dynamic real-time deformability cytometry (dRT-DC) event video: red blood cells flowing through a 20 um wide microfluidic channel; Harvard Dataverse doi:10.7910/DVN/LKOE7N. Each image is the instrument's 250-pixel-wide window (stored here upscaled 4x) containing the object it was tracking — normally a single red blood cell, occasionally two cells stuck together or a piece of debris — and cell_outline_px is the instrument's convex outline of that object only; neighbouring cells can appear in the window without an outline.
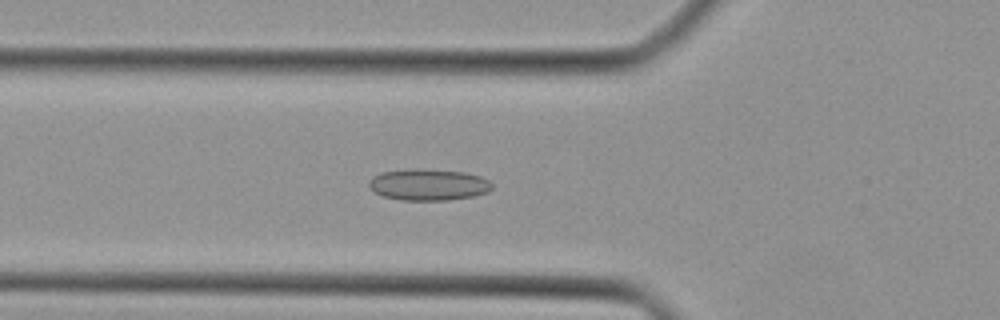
{"species": "Egyptian fruit bat (a non-hibernating species)", "species_latin": "Rousettus aegyptiacus", "temperature_condition": "cold", "stored_images_in_passage": 21, "camera_frame_rate_fps": 3000, "um_per_image_px": 0.085, "animal": {"sex": "female"}, "frame": {"image": 1, "passage_image": 2, "time_ms": 0.333, "image_size_px": [1000, 320], "cell_outline_px": [[492, 188], [488, 192], [472, 196], [448, 200], [400, 200], [384, 196], [376, 192], [368, 184], [380, 172], [416, 168], [464, 172], [480, 176], [488, 180], [492, 184]], "centroid_in_image_um": [36.45, 15.69], "position_along_channel_um": 89.3, "area_um2": 22.31}}
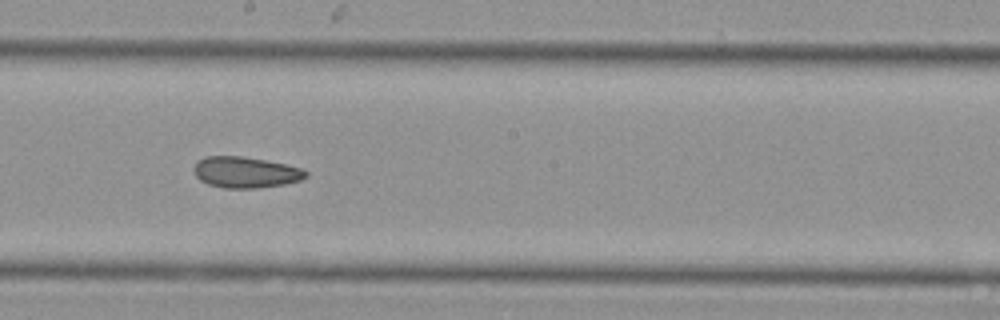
{"frame": {"image": 2, "passage_image": 11, "time_ms": 3.333, "image_size_px": [1000, 320], "cell_outline_px": [[308, 176], [300, 180], [284, 184], [256, 188], [224, 188], [208, 184], [200, 180], [196, 176], [192, 168], [200, 160], [208, 156], [240, 156], [264, 160], [284, 164], [300, 168], [308, 172]], "centroid_in_image_um": [20.86, 14.65], "position_along_channel_um": 227.3, "area_um2": 20.06}}
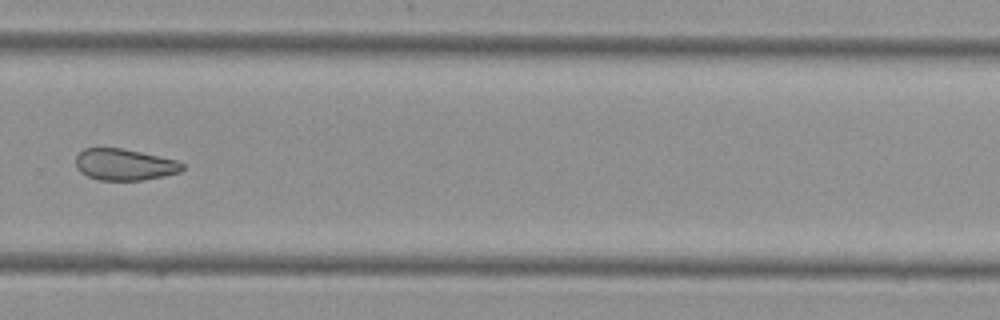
{"frame": {"image": 3, "passage_image": 17, "time_ms": 5.333, "image_size_px": [1000, 320], "cell_outline_px": [[184, 168], [180, 172], [164, 176], [144, 180], [100, 180], [88, 176], [80, 172], [76, 168], [76, 156], [84, 148], [120, 148], [140, 152], [176, 160], [184, 164]], "centroid_in_image_um": [10.57, 13.99], "position_along_channel_um": 319.2, "area_um2": 19.48}}